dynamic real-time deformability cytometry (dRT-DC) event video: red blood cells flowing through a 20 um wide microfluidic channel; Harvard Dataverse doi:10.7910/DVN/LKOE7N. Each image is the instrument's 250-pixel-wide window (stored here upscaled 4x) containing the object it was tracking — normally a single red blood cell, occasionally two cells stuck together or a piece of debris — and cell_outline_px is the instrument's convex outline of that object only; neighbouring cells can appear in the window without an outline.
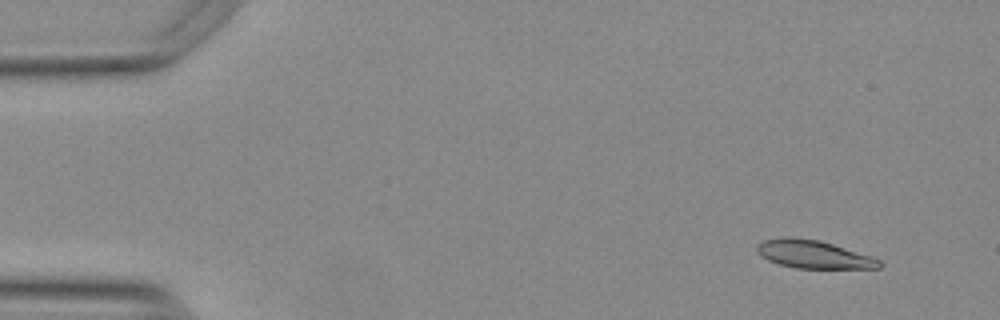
{"species": "Egyptian fruit bat (a non-hibernating species)", "species_latin": "Rousettus aegyptiacus", "temperature_condition": "warm", "stored_images_in_passage": 55, "camera_frame_rate_fps": 3000, "um_per_image_px": 0.085, "animal": {"sex": "female"}, "frame": {"image": 1, "passage_image": 5, "time_ms": 1.333, "image_size_px": [1000, 320], "cell_outline_px": [[884, 264], [880, 268], [796, 268], [780, 264], [768, 260], [760, 256], [756, 252], [756, 244], [764, 240], [788, 236], [820, 240], [872, 256], [880, 260]], "centroid_in_image_um": [69.14, 21.61], "position_along_channel_um": 15.9, "area_um2": 20.11}}
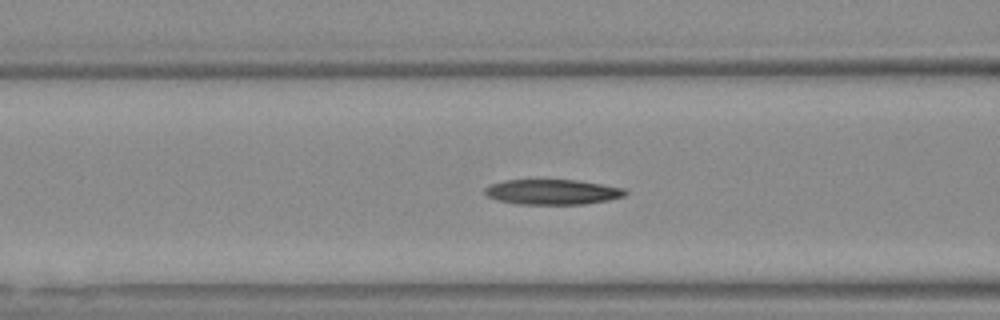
{"frame": {"image": 2, "passage_image": 22, "time_ms": 7.0, "image_size_px": [1000, 320], "cell_outline_px": [[628, 192], [624, 196], [608, 200], [584, 204], [516, 204], [496, 200], [488, 196], [484, 192], [484, 188], [492, 184], [504, 180], [576, 180], [624, 188]], "centroid_in_image_um": [46.94, 16.32], "position_along_channel_um": 119.7, "area_um2": 20.52}}
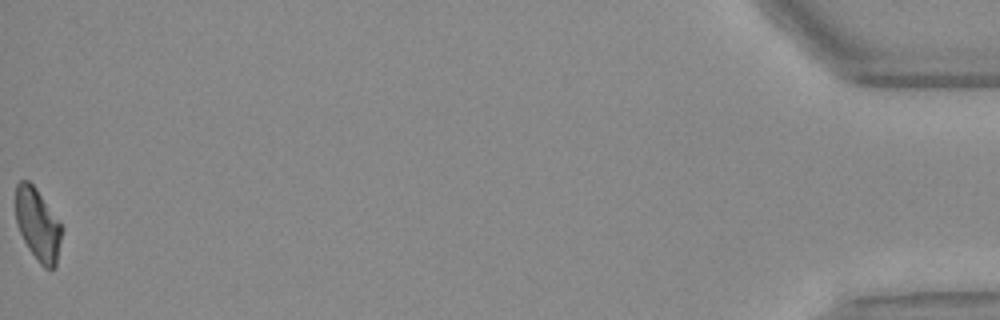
{"frame": {"image": 3, "passage_image": 55, "time_ms": 18.0, "image_size_px": [1000, 320], "cell_outline_px": [[60, 240], [56, 264], [52, 268], [44, 268], [40, 264], [28, 248], [20, 232], [16, 220], [16, 184], [20, 180], [28, 180], [36, 188], [60, 224]], "centroid_in_image_um": [3.17, 19.07], "position_along_channel_um": 432.0, "area_um2": 18.73}, "authors_computed_cell_mechanics": {"area_um2": 20.6924, "velocity_mm_per_s": 3.765, "shape_relaxation_time_tau1_ms": null, "shape_relaxation_time_tau2_ms": 5.1537, "deformation_change_tau1": null, "deformation_change_tau2": 0.1534}}